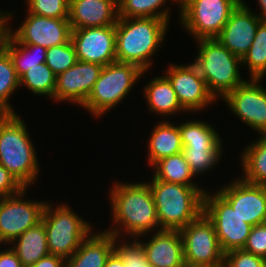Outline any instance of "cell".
<instances>
[{"instance_id": "6da1fadb", "label": "cell", "mask_w": 266, "mask_h": 267, "mask_svg": "<svg viewBox=\"0 0 266 267\" xmlns=\"http://www.w3.org/2000/svg\"><path fill=\"white\" fill-rule=\"evenodd\" d=\"M109 192L110 214L113 221L110 224L113 228L110 226L105 231L117 238L125 239L128 236L129 239H137L149 236L152 231L161 230L154 197L147 182L115 181Z\"/></svg>"}, {"instance_id": "7a4b0ae2", "label": "cell", "mask_w": 266, "mask_h": 267, "mask_svg": "<svg viewBox=\"0 0 266 267\" xmlns=\"http://www.w3.org/2000/svg\"><path fill=\"white\" fill-rule=\"evenodd\" d=\"M170 24L159 18L119 17L115 25L116 61L135 64L143 71L150 70L152 58L165 42Z\"/></svg>"}, {"instance_id": "3957f363", "label": "cell", "mask_w": 266, "mask_h": 267, "mask_svg": "<svg viewBox=\"0 0 266 267\" xmlns=\"http://www.w3.org/2000/svg\"><path fill=\"white\" fill-rule=\"evenodd\" d=\"M27 124L16 114H0V164L24 187L38 180L40 166Z\"/></svg>"}, {"instance_id": "277c9868", "label": "cell", "mask_w": 266, "mask_h": 267, "mask_svg": "<svg viewBox=\"0 0 266 267\" xmlns=\"http://www.w3.org/2000/svg\"><path fill=\"white\" fill-rule=\"evenodd\" d=\"M157 210L160 229L180 230L203 212L202 186H187L148 180Z\"/></svg>"}, {"instance_id": "5b68a950", "label": "cell", "mask_w": 266, "mask_h": 267, "mask_svg": "<svg viewBox=\"0 0 266 267\" xmlns=\"http://www.w3.org/2000/svg\"><path fill=\"white\" fill-rule=\"evenodd\" d=\"M198 53L195 62L199 74L205 79L209 92L222 100L229 92L245 82L240 68L242 59L232 54L218 40H196ZM241 74V75H240Z\"/></svg>"}, {"instance_id": "8992f818", "label": "cell", "mask_w": 266, "mask_h": 267, "mask_svg": "<svg viewBox=\"0 0 266 267\" xmlns=\"http://www.w3.org/2000/svg\"><path fill=\"white\" fill-rule=\"evenodd\" d=\"M147 71L131 63L113 62L103 66L93 90L81 108L101 118L130 94Z\"/></svg>"}, {"instance_id": "52a82bcc", "label": "cell", "mask_w": 266, "mask_h": 267, "mask_svg": "<svg viewBox=\"0 0 266 267\" xmlns=\"http://www.w3.org/2000/svg\"><path fill=\"white\" fill-rule=\"evenodd\" d=\"M46 202L41 221L45 225L50 254L65 259L71 257L83 240L93 231V226L75 213L70 206Z\"/></svg>"}, {"instance_id": "ba28073f", "label": "cell", "mask_w": 266, "mask_h": 267, "mask_svg": "<svg viewBox=\"0 0 266 267\" xmlns=\"http://www.w3.org/2000/svg\"><path fill=\"white\" fill-rule=\"evenodd\" d=\"M179 231L186 267H223L224 252L214 225L204 212Z\"/></svg>"}, {"instance_id": "9c48e42d", "label": "cell", "mask_w": 266, "mask_h": 267, "mask_svg": "<svg viewBox=\"0 0 266 267\" xmlns=\"http://www.w3.org/2000/svg\"><path fill=\"white\" fill-rule=\"evenodd\" d=\"M13 12L2 10L5 29L22 44L39 45L46 49L68 43L71 40L72 28L68 19L47 18L30 14L27 11L25 20L17 29H12Z\"/></svg>"}, {"instance_id": "30bf717a", "label": "cell", "mask_w": 266, "mask_h": 267, "mask_svg": "<svg viewBox=\"0 0 266 267\" xmlns=\"http://www.w3.org/2000/svg\"><path fill=\"white\" fill-rule=\"evenodd\" d=\"M235 7L226 0H190L180 9L179 24L193 41L216 38Z\"/></svg>"}, {"instance_id": "8fae6325", "label": "cell", "mask_w": 266, "mask_h": 267, "mask_svg": "<svg viewBox=\"0 0 266 267\" xmlns=\"http://www.w3.org/2000/svg\"><path fill=\"white\" fill-rule=\"evenodd\" d=\"M203 212L212 221L224 253L245 246L253 226L244 222L216 191L211 193L206 190Z\"/></svg>"}, {"instance_id": "7c38bea8", "label": "cell", "mask_w": 266, "mask_h": 267, "mask_svg": "<svg viewBox=\"0 0 266 267\" xmlns=\"http://www.w3.org/2000/svg\"><path fill=\"white\" fill-rule=\"evenodd\" d=\"M29 188L19 193L0 197V245L11 244L27 229L41 222L46 205L42 200L26 198Z\"/></svg>"}, {"instance_id": "4fadbf2b", "label": "cell", "mask_w": 266, "mask_h": 267, "mask_svg": "<svg viewBox=\"0 0 266 267\" xmlns=\"http://www.w3.org/2000/svg\"><path fill=\"white\" fill-rule=\"evenodd\" d=\"M262 80L249 78L223 98L228 109L258 135H266V88Z\"/></svg>"}, {"instance_id": "5bb4252c", "label": "cell", "mask_w": 266, "mask_h": 267, "mask_svg": "<svg viewBox=\"0 0 266 267\" xmlns=\"http://www.w3.org/2000/svg\"><path fill=\"white\" fill-rule=\"evenodd\" d=\"M169 68L163 74L171 82L173 90L182 108L188 113L196 114L206 110L216 99L209 92L205 79L199 74L196 66L187 64L169 63Z\"/></svg>"}, {"instance_id": "9a60e30c", "label": "cell", "mask_w": 266, "mask_h": 267, "mask_svg": "<svg viewBox=\"0 0 266 267\" xmlns=\"http://www.w3.org/2000/svg\"><path fill=\"white\" fill-rule=\"evenodd\" d=\"M216 192L244 222L255 226L266 222V186L254 185L235 178Z\"/></svg>"}, {"instance_id": "2e32d148", "label": "cell", "mask_w": 266, "mask_h": 267, "mask_svg": "<svg viewBox=\"0 0 266 267\" xmlns=\"http://www.w3.org/2000/svg\"><path fill=\"white\" fill-rule=\"evenodd\" d=\"M71 42L79 61L102 66L116 62L115 26L72 29Z\"/></svg>"}, {"instance_id": "e0dca14e", "label": "cell", "mask_w": 266, "mask_h": 267, "mask_svg": "<svg viewBox=\"0 0 266 267\" xmlns=\"http://www.w3.org/2000/svg\"><path fill=\"white\" fill-rule=\"evenodd\" d=\"M103 66L77 61L72 67L57 75L54 101L70 102L82 106L91 94Z\"/></svg>"}, {"instance_id": "ac0fdd59", "label": "cell", "mask_w": 266, "mask_h": 267, "mask_svg": "<svg viewBox=\"0 0 266 267\" xmlns=\"http://www.w3.org/2000/svg\"><path fill=\"white\" fill-rule=\"evenodd\" d=\"M263 20L246 4L235 8L215 38L232 54L242 59L251 47L257 28Z\"/></svg>"}, {"instance_id": "d6986e66", "label": "cell", "mask_w": 266, "mask_h": 267, "mask_svg": "<svg viewBox=\"0 0 266 267\" xmlns=\"http://www.w3.org/2000/svg\"><path fill=\"white\" fill-rule=\"evenodd\" d=\"M151 267H186L183 240L179 230L161 229L152 232L147 242L136 239Z\"/></svg>"}, {"instance_id": "ffe728a7", "label": "cell", "mask_w": 266, "mask_h": 267, "mask_svg": "<svg viewBox=\"0 0 266 267\" xmlns=\"http://www.w3.org/2000/svg\"><path fill=\"white\" fill-rule=\"evenodd\" d=\"M118 18V0H70L72 29L115 26Z\"/></svg>"}, {"instance_id": "44dd1931", "label": "cell", "mask_w": 266, "mask_h": 267, "mask_svg": "<svg viewBox=\"0 0 266 267\" xmlns=\"http://www.w3.org/2000/svg\"><path fill=\"white\" fill-rule=\"evenodd\" d=\"M117 237L105 230H94L83 240L75 253L66 259L65 267H104L115 250Z\"/></svg>"}, {"instance_id": "7402d4cb", "label": "cell", "mask_w": 266, "mask_h": 267, "mask_svg": "<svg viewBox=\"0 0 266 267\" xmlns=\"http://www.w3.org/2000/svg\"><path fill=\"white\" fill-rule=\"evenodd\" d=\"M147 83L141 91L144 93L147 109L153 115L162 116V119L166 120L168 116L171 118L172 115L187 113L180 105L176 92L165 75L156 76Z\"/></svg>"}, {"instance_id": "603a6c76", "label": "cell", "mask_w": 266, "mask_h": 267, "mask_svg": "<svg viewBox=\"0 0 266 267\" xmlns=\"http://www.w3.org/2000/svg\"><path fill=\"white\" fill-rule=\"evenodd\" d=\"M150 134L146 159L151 167L160 159L182 152L183 144L178 124L169 121V118L156 123Z\"/></svg>"}, {"instance_id": "cb8c5ba5", "label": "cell", "mask_w": 266, "mask_h": 267, "mask_svg": "<svg viewBox=\"0 0 266 267\" xmlns=\"http://www.w3.org/2000/svg\"><path fill=\"white\" fill-rule=\"evenodd\" d=\"M9 246H12L23 267H29L49 255L44 223L41 221L36 226L27 229Z\"/></svg>"}, {"instance_id": "d4e9b609", "label": "cell", "mask_w": 266, "mask_h": 267, "mask_svg": "<svg viewBox=\"0 0 266 267\" xmlns=\"http://www.w3.org/2000/svg\"><path fill=\"white\" fill-rule=\"evenodd\" d=\"M256 138L240 154V178L250 184L266 186V135Z\"/></svg>"}, {"instance_id": "484cf974", "label": "cell", "mask_w": 266, "mask_h": 267, "mask_svg": "<svg viewBox=\"0 0 266 267\" xmlns=\"http://www.w3.org/2000/svg\"><path fill=\"white\" fill-rule=\"evenodd\" d=\"M2 47L9 53L19 78L30 68L46 61V48L19 43L5 27Z\"/></svg>"}, {"instance_id": "4316f807", "label": "cell", "mask_w": 266, "mask_h": 267, "mask_svg": "<svg viewBox=\"0 0 266 267\" xmlns=\"http://www.w3.org/2000/svg\"><path fill=\"white\" fill-rule=\"evenodd\" d=\"M151 168L153 169L151 180H161L187 186H199L198 183L193 181L196 177L182 152L160 159Z\"/></svg>"}, {"instance_id": "83f0119b", "label": "cell", "mask_w": 266, "mask_h": 267, "mask_svg": "<svg viewBox=\"0 0 266 267\" xmlns=\"http://www.w3.org/2000/svg\"><path fill=\"white\" fill-rule=\"evenodd\" d=\"M183 147L223 146V139L215 126L203 120L178 123Z\"/></svg>"}, {"instance_id": "f1b7e54d", "label": "cell", "mask_w": 266, "mask_h": 267, "mask_svg": "<svg viewBox=\"0 0 266 267\" xmlns=\"http://www.w3.org/2000/svg\"><path fill=\"white\" fill-rule=\"evenodd\" d=\"M168 1L118 0V16L123 18H159L170 22L171 8L165 7L166 3H169Z\"/></svg>"}, {"instance_id": "f546056e", "label": "cell", "mask_w": 266, "mask_h": 267, "mask_svg": "<svg viewBox=\"0 0 266 267\" xmlns=\"http://www.w3.org/2000/svg\"><path fill=\"white\" fill-rule=\"evenodd\" d=\"M20 88V78L9 53L0 48V114H16L9 99Z\"/></svg>"}, {"instance_id": "4dcf8cb0", "label": "cell", "mask_w": 266, "mask_h": 267, "mask_svg": "<svg viewBox=\"0 0 266 267\" xmlns=\"http://www.w3.org/2000/svg\"><path fill=\"white\" fill-rule=\"evenodd\" d=\"M57 76L46 63H40L30 68L20 77V87L38 96H48L54 101V91Z\"/></svg>"}, {"instance_id": "1f68e13d", "label": "cell", "mask_w": 266, "mask_h": 267, "mask_svg": "<svg viewBox=\"0 0 266 267\" xmlns=\"http://www.w3.org/2000/svg\"><path fill=\"white\" fill-rule=\"evenodd\" d=\"M242 66L247 68L249 78L263 79L266 75V21L263 20L256 31L255 38L246 55L242 58Z\"/></svg>"}, {"instance_id": "d6a6232c", "label": "cell", "mask_w": 266, "mask_h": 267, "mask_svg": "<svg viewBox=\"0 0 266 267\" xmlns=\"http://www.w3.org/2000/svg\"><path fill=\"white\" fill-rule=\"evenodd\" d=\"M222 146L183 147L182 153L195 177L212 171L222 160ZM202 174V175H201Z\"/></svg>"}, {"instance_id": "836d02e7", "label": "cell", "mask_w": 266, "mask_h": 267, "mask_svg": "<svg viewBox=\"0 0 266 267\" xmlns=\"http://www.w3.org/2000/svg\"><path fill=\"white\" fill-rule=\"evenodd\" d=\"M45 57V63L56 76L65 72L78 61L71 40L68 43L48 48Z\"/></svg>"}, {"instance_id": "e575fe53", "label": "cell", "mask_w": 266, "mask_h": 267, "mask_svg": "<svg viewBox=\"0 0 266 267\" xmlns=\"http://www.w3.org/2000/svg\"><path fill=\"white\" fill-rule=\"evenodd\" d=\"M30 14L68 19L70 0H25Z\"/></svg>"}, {"instance_id": "d590c367", "label": "cell", "mask_w": 266, "mask_h": 267, "mask_svg": "<svg viewBox=\"0 0 266 267\" xmlns=\"http://www.w3.org/2000/svg\"><path fill=\"white\" fill-rule=\"evenodd\" d=\"M126 240V238L115 239V251L124 260L125 267H151L146 260L142 245L136 239Z\"/></svg>"}, {"instance_id": "8d00e7d4", "label": "cell", "mask_w": 266, "mask_h": 267, "mask_svg": "<svg viewBox=\"0 0 266 267\" xmlns=\"http://www.w3.org/2000/svg\"><path fill=\"white\" fill-rule=\"evenodd\" d=\"M223 267H266V259L242 249L224 253Z\"/></svg>"}, {"instance_id": "74e56055", "label": "cell", "mask_w": 266, "mask_h": 267, "mask_svg": "<svg viewBox=\"0 0 266 267\" xmlns=\"http://www.w3.org/2000/svg\"><path fill=\"white\" fill-rule=\"evenodd\" d=\"M243 249L266 259V222L252 227Z\"/></svg>"}, {"instance_id": "f35d334b", "label": "cell", "mask_w": 266, "mask_h": 267, "mask_svg": "<svg viewBox=\"0 0 266 267\" xmlns=\"http://www.w3.org/2000/svg\"><path fill=\"white\" fill-rule=\"evenodd\" d=\"M23 188L17 179L0 164V197L15 195Z\"/></svg>"}, {"instance_id": "ab89813d", "label": "cell", "mask_w": 266, "mask_h": 267, "mask_svg": "<svg viewBox=\"0 0 266 267\" xmlns=\"http://www.w3.org/2000/svg\"><path fill=\"white\" fill-rule=\"evenodd\" d=\"M2 248V247H0ZM0 267H23L15 251L9 247L0 250Z\"/></svg>"}, {"instance_id": "60d3db41", "label": "cell", "mask_w": 266, "mask_h": 267, "mask_svg": "<svg viewBox=\"0 0 266 267\" xmlns=\"http://www.w3.org/2000/svg\"><path fill=\"white\" fill-rule=\"evenodd\" d=\"M65 264V258L58 255L49 254L29 267H65Z\"/></svg>"}, {"instance_id": "b9f144b4", "label": "cell", "mask_w": 266, "mask_h": 267, "mask_svg": "<svg viewBox=\"0 0 266 267\" xmlns=\"http://www.w3.org/2000/svg\"><path fill=\"white\" fill-rule=\"evenodd\" d=\"M104 267H125V263L121 256L114 250L107 258Z\"/></svg>"}, {"instance_id": "7bdbcfd3", "label": "cell", "mask_w": 266, "mask_h": 267, "mask_svg": "<svg viewBox=\"0 0 266 267\" xmlns=\"http://www.w3.org/2000/svg\"><path fill=\"white\" fill-rule=\"evenodd\" d=\"M257 4L259 5V9H261L259 12L256 13L262 20L266 21V0H257Z\"/></svg>"}, {"instance_id": "ee69618b", "label": "cell", "mask_w": 266, "mask_h": 267, "mask_svg": "<svg viewBox=\"0 0 266 267\" xmlns=\"http://www.w3.org/2000/svg\"><path fill=\"white\" fill-rule=\"evenodd\" d=\"M230 2L235 8L245 6L247 3H245L244 0H226Z\"/></svg>"}, {"instance_id": "f6af8a7d", "label": "cell", "mask_w": 266, "mask_h": 267, "mask_svg": "<svg viewBox=\"0 0 266 267\" xmlns=\"http://www.w3.org/2000/svg\"><path fill=\"white\" fill-rule=\"evenodd\" d=\"M190 0H172V2L175 3V5H178V14H180V9L185 6Z\"/></svg>"}, {"instance_id": "bcb514c9", "label": "cell", "mask_w": 266, "mask_h": 267, "mask_svg": "<svg viewBox=\"0 0 266 267\" xmlns=\"http://www.w3.org/2000/svg\"><path fill=\"white\" fill-rule=\"evenodd\" d=\"M3 40H4V25L2 24L0 26V48L2 47Z\"/></svg>"}, {"instance_id": "7dc6e473", "label": "cell", "mask_w": 266, "mask_h": 267, "mask_svg": "<svg viewBox=\"0 0 266 267\" xmlns=\"http://www.w3.org/2000/svg\"><path fill=\"white\" fill-rule=\"evenodd\" d=\"M3 24L2 10L0 9V26Z\"/></svg>"}]
</instances>
